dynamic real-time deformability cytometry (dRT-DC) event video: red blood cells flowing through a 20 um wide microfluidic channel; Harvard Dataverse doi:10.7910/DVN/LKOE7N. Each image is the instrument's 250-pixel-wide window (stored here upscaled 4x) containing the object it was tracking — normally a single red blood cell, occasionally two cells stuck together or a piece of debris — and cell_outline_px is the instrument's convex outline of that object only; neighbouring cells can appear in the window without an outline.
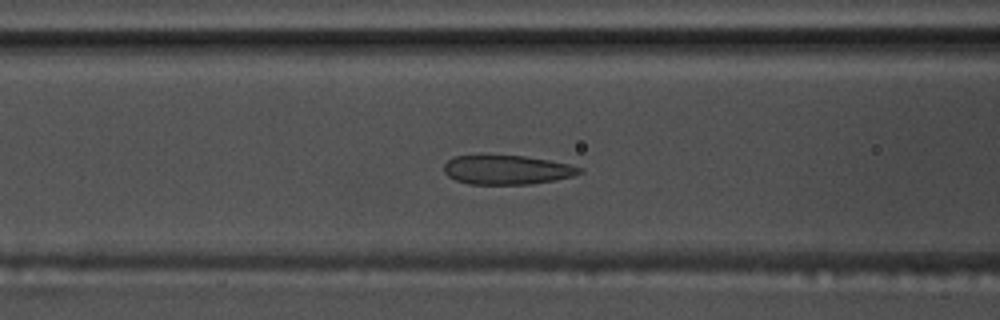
{"species": "common noctule bat (a hibernating species)", "species_latin": "Nyctalus noctula", "temperature_condition": "warm", "stored_images_in_passage": 47, "camera_frame_rate_fps": 3000, "um_per_image_px": 0.085, "animal": {"sex": "male", "body_mass_g": 17.5, "forearm_length_mm": 52.3}, "frame": {"image": 1, "passage_image": 22, "time_ms": 7.0, "image_size_px": [1000, 320], "cell_outline_px": [[584, 172], [572, 176], [556, 180], [532, 184], [468, 184], [456, 180], [448, 176], [444, 172], [444, 164], [452, 156], [524, 156], [548, 160], [568, 164], [584, 168]], "centroid_in_image_um": [43.11, 14.44], "position_along_channel_um": 123.5, "area_um2": 23.0}}
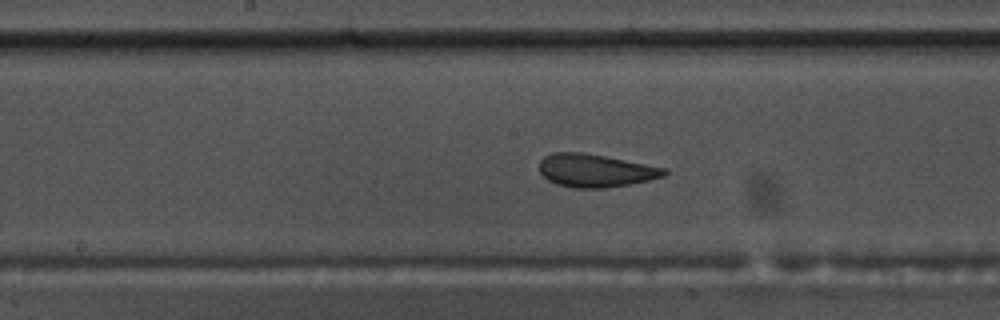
{"frame": {"image": 2, "passage_image": 28, "time_ms": 9.0, "image_size_px": [1000, 320], "cell_outline_px": [[668, 172], [664, 176], [648, 180], [628, 184], [604, 188], [572, 188], [556, 184], [548, 180], [540, 172], [540, 160], [544, 156], [552, 152], [580, 152], [604, 156], [664, 168]], "centroid_in_image_um": [50.55, 14.5], "position_along_channel_um": 197.6, "area_um2": 23.76}}
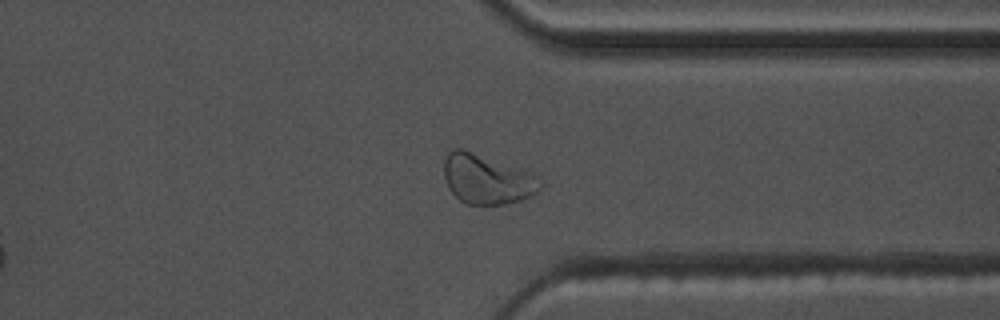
{"frame": {"image": 3, "passage_image": 42, "time_ms": 13.667, "image_size_px": [1000, 320], "cell_outline_px": [[544, 184], [532, 196], [520, 200], [504, 204], [464, 204], [448, 188], [444, 176], [444, 156], [452, 148], [464, 148], [536, 176]], "centroid_in_image_um": [41.33, 15.23], "position_along_channel_um": 370.1, "area_um2": 27.57}, "authors_computed_cell_mechanics": {"area_um2": 24.7384, "velocity_mm_per_s": 3.7202, "shape_relaxation_time_tau1_ms": 5.1198, "shape_relaxation_time_tau2_ms": 1.0124, "deformation_change_tau1": 0.1316, "deformation_change_tau2": 0.0845}}